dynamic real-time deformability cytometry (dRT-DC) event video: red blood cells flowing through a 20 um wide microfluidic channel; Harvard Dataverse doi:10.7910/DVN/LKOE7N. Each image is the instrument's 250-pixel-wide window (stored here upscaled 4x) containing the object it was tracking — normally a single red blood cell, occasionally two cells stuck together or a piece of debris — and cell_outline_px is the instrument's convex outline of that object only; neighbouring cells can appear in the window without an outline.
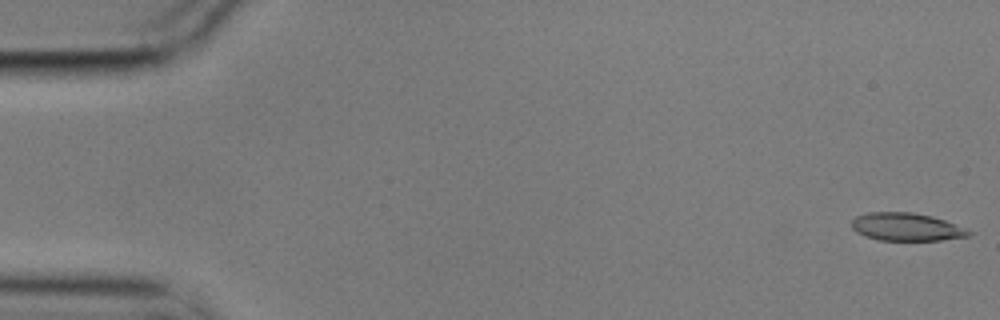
{"species": "common noctule bat (a hibernating species)", "species_latin": "Nyctalus noctula", "temperature_condition": "cold", "stored_images_in_passage": 4, "camera_frame_rate_fps": 3000, "um_per_image_px": 0.085, "animal": {"sex": "male", "body_mass_g": 17.9}, "frame": {"image": 1, "passage_image": 1, "time_ms": 0.0, "image_size_px": [1000, 320], "cell_outline_px": [[976, 232], [968, 236], [940, 240], [880, 240], [856, 232], [852, 228], [852, 220], [856, 216], [868, 212], [912, 212], [932, 216], [944, 220]], "centroid_in_image_um": [77.07, 19.28], "position_along_channel_um": 7.9, "area_um2": 18.96}}